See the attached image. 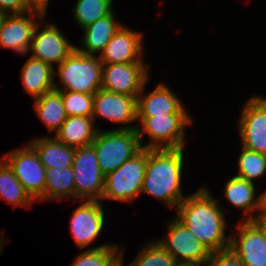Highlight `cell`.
Wrapping results in <instances>:
<instances>
[{
    "label": "cell",
    "mask_w": 266,
    "mask_h": 266,
    "mask_svg": "<svg viewBox=\"0 0 266 266\" xmlns=\"http://www.w3.org/2000/svg\"><path fill=\"white\" fill-rule=\"evenodd\" d=\"M208 189L202 187L185 197L177 206L176 218L211 252L230 249L225 235V215Z\"/></svg>",
    "instance_id": "1"
},
{
    "label": "cell",
    "mask_w": 266,
    "mask_h": 266,
    "mask_svg": "<svg viewBox=\"0 0 266 266\" xmlns=\"http://www.w3.org/2000/svg\"><path fill=\"white\" fill-rule=\"evenodd\" d=\"M183 156V148L147 149L141 193L149 194L177 208L185 198L181 188Z\"/></svg>",
    "instance_id": "2"
},
{
    "label": "cell",
    "mask_w": 266,
    "mask_h": 266,
    "mask_svg": "<svg viewBox=\"0 0 266 266\" xmlns=\"http://www.w3.org/2000/svg\"><path fill=\"white\" fill-rule=\"evenodd\" d=\"M142 128L126 126L102 132L98 129L92 146L104 176L115 171L143 148Z\"/></svg>",
    "instance_id": "3"
},
{
    "label": "cell",
    "mask_w": 266,
    "mask_h": 266,
    "mask_svg": "<svg viewBox=\"0 0 266 266\" xmlns=\"http://www.w3.org/2000/svg\"><path fill=\"white\" fill-rule=\"evenodd\" d=\"M102 67L103 64L96 55H86L75 48L58 65V71L56 72L54 69V78L58 76L64 86V89L61 90L54 83V90L95 94L101 89Z\"/></svg>",
    "instance_id": "4"
},
{
    "label": "cell",
    "mask_w": 266,
    "mask_h": 266,
    "mask_svg": "<svg viewBox=\"0 0 266 266\" xmlns=\"http://www.w3.org/2000/svg\"><path fill=\"white\" fill-rule=\"evenodd\" d=\"M146 163L147 149L142 148L115 171L107 174L101 199L109 198L122 202L135 199L141 193Z\"/></svg>",
    "instance_id": "5"
},
{
    "label": "cell",
    "mask_w": 266,
    "mask_h": 266,
    "mask_svg": "<svg viewBox=\"0 0 266 266\" xmlns=\"http://www.w3.org/2000/svg\"><path fill=\"white\" fill-rule=\"evenodd\" d=\"M72 170L75 182V200L100 201L104 178L92 145L76 148Z\"/></svg>",
    "instance_id": "6"
},
{
    "label": "cell",
    "mask_w": 266,
    "mask_h": 266,
    "mask_svg": "<svg viewBox=\"0 0 266 266\" xmlns=\"http://www.w3.org/2000/svg\"><path fill=\"white\" fill-rule=\"evenodd\" d=\"M143 131L151 142L143 146L146 149H179L184 145L185 127L192 123L188 114H168L154 117H137Z\"/></svg>",
    "instance_id": "7"
},
{
    "label": "cell",
    "mask_w": 266,
    "mask_h": 266,
    "mask_svg": "<svg viewBox=\"0 0 266 266\" xmlns=\"http://www.w3.org/2000/svg\"><path fill=\"white\" fill-rule=\"evenodd\" d=\"M3 160L13 170L15 177L35 201L44 200L46 168L30 144L7 153Z\"/></svg>",
    "instance_id": "8"
},
{
    "label": "cell",
    "mask_w": 266,
    "mask_h": 266,
    "mask_svg": "<svg viewBox=\"0 0 266 266\" xmlns=\"http://www.w3.org/2000/svg\"><path fill=\"white\" fill-rule=\"evenodd\" d=\"M167 237L158 241L176 262H195L202 266L211 257L205 245L177 218L169 223Z\"/></svg>",
    "instance_id": "9"
},
{
    "label": "cell",
    "mask_w": 266,
    "mask_h": 266,
    "mask_svg": "<svg viewBox=\"0 0 266 266\" xmlns=\"http://www.w3.org/2000/svg\"><path fill=\"white\" fill-rule=\"evenodd\" d=\"M148 68L143 63L103 64L101 88L137 98L147 82Z\"/></svg>",
    "instance_id": "10"
},
{
    "label": "cell",
    "mask_w": 266,
    "mask_h": 266,
    "mask_svg": "<svg viewBox=\"0 0 266 266\" xmlns=\"http://www.w3.org/2000/svg\"><path fill=\"white\" fill-rule=\"evenodd\" d=\"M242 147L266 154V98L248 99L239 118Z\"/></svg>",
    "instance_id": "11"
},
{
    "label": "cell",
    "mask_w": 266,
    "mask_h": 266,
    "mask_svg": "<svg viewBox=\"0 0 266 266\" xmlns=\"http://www.w3.org/2000/svg\"><path fill=\"white\" fill-rule=\"evenodd\" d=\"M243 221L237 226L239 237L230 235V249L245 266H266V239L263 232L253 221Z\"/></svg>",
    "instance_id": "12"
},
{
    "label": "cell",
    "mask_w": 266,
    "mask_h": 266,
    "mask_svg": "<svg viewBox=\"0 0 266 266\" xmlns=\"http://www.w3.org/2000/svg\"><path fill=\"white\" fill-rule=\"evenodd\" d=\"M45 28L38 31L40 26L37 24L29 50L32 51V58L39 59L52 68L53 63L61 64L76 48L64 38L61 31L55 24H45Z\"/></svg>",
    "instance_id": "13"
},
{
    "label": "cell",
    "mask_w": 266,
    "mask_h": 266,
    "mask_svg": "<svg viewBox=\"0 0 266 266\" xmlns=\"http://www.w3.org/2000/svg\"><path fill=\"white\" fill-rule=\"evenodd\" d=\"M101 117L114 123L137 120V98L99 89L93 97L92 118Z\"/></svg>",
    "instance_id": "14"
},
{
    "label": "cell",
    "mask_w": 266,
    "mask_h": 266,
    "mask_svg": "<svg viewBox=\"0 0 266 266\" xmlns=\"http://www.w3.org/2000/svg\"><path fill=\"white\" fill-rule=\"evenodd\" d=\"M142 45V33L122 25L98 57L102 64L144 63Z\"/></svg>",
    "instance_id": "15"
},
{
    "label": "cell",
    "mask_w": 266,
    "mask_h": 266,
    "mask_svg": "<svg viewBox=\"0 0 266 266\" xmlns=\"http://www.w3.org/2000/svg\"><path fill=\"white\" fill-rule=\"evenodd\" d=\"M72 214L71 233L79 248L91 244L99 236L104 226V211L101 201H82Z\"/></svg>",
    "instance_id": "16"
},
{
    "label": "cell",
    "mask_w": 266,
    "mask_h": 266,
    "mask_svg": "<svg viewBox=\"0 0 266 266\" xmlns=\"http://www.w3.org/2000/svg\"><path fill=\"white\" fill-rule=\"evenodd\" d=\"M22 14H6L0 26V47L25 54L29 51L37 23Z\"/></svg>",
    "instance_id": "17"
},
{
    "label": "cell",
    "mask_w": 266,
    "mask_h": 266,
    "mask_svg": "<svg viewBox=\"0 0 266 266\" xmlns=\"http://www.w3.org/2000/svg\"><path fill=\"white\" fill-rule=\"evenodd\" d=\"M145 85L146 82L137 97V117L188 114L181 100L165 84L158 85L148 94L143 93Z\"/></svg>",
    "instance_id": "18"
},
{
    "label": "cell",
    "mask_w": 266,
    "mask_h": 266,
    "mask_svg": "<svg viewBox=\"0 0 266 266\" xmlns=\"http://www.w3.org/2000/svg\"><path fill=\"white\" fill-rule=\"evenodd\" d=\"M224 190L228 201L235 207L244 210V213L248 216L245 218L246 221H252L256 217L249 213L261 212L265 207L264 193L254 199L255 185L246 179L235 175L228 180Z\"/></svg>",
    "instance_id": "19"
},
{
    "label": "cell",
    "mask_w": 266,
    "mask_h": 266,
    "mask_svg": "<svg viewBox=\"0 0 266 266\" xmlns=\"http://www.w3.org/2000/svg\"><path fill=\"white\" fill-rule=\"evenodd\" d=\"M54 68L39 59L29 57L21 69L24 91L34 99L54 90Z\"/></svg>",
    "instance_id": "20"
},
{
    "label": "cell",
    "mask_w": 266,
    "mask_h": 266,
    "mask_svg": "<svg viewBox=\"0 0 266 266\" xmlns=\"http://www.w3.org/2000/svg\"><path fill=\"white\" fill-rule=\"evenodd\" d=\"M93 123L92 117L68 116L56 132L55 138L74 148L91 145L98 131Z\"/></svg>",
    "instance_id": "21"
},
{
    "label": "cell",
    "mask_w": 266,
    "mask_h": 266,
    "mask_svg": "<svg viewBox=\"0 0 266 266\" xmlns=\"http://www.w3.org/2000/svg\"><path fill=\"white\" fill-rule=\"evenodd\" d=\"M29 144L35 149L46 169L72 167L76 148L66 146L54 137L36 138Z\"/></svg>",
    "instance_id": "22"
},
{
    "label": "cell",
    "mask_w": 266,
    "mask_h": 266,
    "mask_svg": "<svg viewBox=\"0 0 266 266\" xmlns=\"http://www.w3.org/2000/svg\"><path fill=\"white\" fill-rule=\"evenodd\" d=\"M114 19V13L112 11L109 15L83 28L85 30L83 39L85 49L77 46L76 49L86 55H95L97 52L101 53L113 35L122 26Z\"/></svg>",
    "instance_id": "23"
},
{
    "label": "cell",
    "mask_w": 266,
    "mask_h": 266,
    "mask_svg": "<svg viewBox=\"0 0 266 266\" xmlns=\"http://www.w3.org/2000/svg\"><path fill=\"white\" fill-rule=\"evenodd\" d=\"M34 100L36 114L48 127L49 131L55 130L57 132L67 118L61 94L53 90Z\"/></svg>",
    "instance_id": "24"
},
{
    "label": "cell",
    "mask_w": 266,
    "mask_h": 266,
    "mask_svg": "<svg viewBox=\"0 0 266 266\" xmlns=\"http://www.w3.org/2000/svg\"><path fill=\"white\" fill-rule=\"evenodd\" d=\"M75 182L72 167L47 168L44 201L65 197L75 199Z\"/></svg>",
    "instance_id": "25"
},
{
    "label": "cell",
    "mask_w": 266,
    "mask_h": 266,
    "mask_svg": "<svg viewBox=\"0 0 266 266\" xmlns=\"http://www.w3.org/2000/svg\"><path fill=\"white\" fill-rule=\"evenodd\" d=\"M0 197L14 206L27 207L34 201L3 159L0 161Z\"/></svg>",
    "instance_id": "26"
},
{
    "label": "cell",
    "mask_w": 266,
    "mask_h": 266,
    "mask_svg": "<svg viewBox=\"0 0 266 266\" xmlns=\"http://www.w3.org/2000/svg\"><path fill=\"white\" fill-rule=\"evenodd\" d=\"M113 0H78L74 7V18L81 28L94 23L112 12Z\"/></svg>",
    "instance_id": "27"
},
{
    "label": "cell",
    "mask_w": 266,
    "mask_h": 266,
    "mask_svg": "<svg viewBox=\"0 0 266 266\" xmlns=\"http://www.w3.org/2000/svg\"><path fill=\"white\" fill-rule=\"evenodd\" d=\"M238 167L240 173L236 176L253 182L255 178L262 177L266 172V154L242 147Z\"/></svg>",
    "instance_id": "28"
},
{
    "label": "cell",
    "mask_w": 266,
    "mask_h": 266,
    "mask_svg": "<svg viewBox=\"0 0 266 266\" xmlns=\"http://www.w3.org/2000/svg\"><path fill=\"white\" fill-rule=\"evenodd\" d=\"M68 116H85L93 115V97L94 94H84L73 91H58Z\"/></svg>",
    "instance_id": "29"
},
{
    "label": "cell",
    "mask_w": 266,
    "mask_h": 266,
    "mask_svg": "<svg viewBox=\"0 0 266 266\" xmlns=\"http://www.w3.org/2000/svg\"><path fill=\"white\" fill-rule=\"evenodd\" d=\"M174 257L158 241L150 242L128 266H174Z\"/></svg>",
    "instance_id": "30"
},
{
    "label": "cell",
    "mask_w": 266,
    "mask_h": 266,
    "mask_svg": "<svg viewBox=\"0 0 266 266\" xmlns=\"http://www.w3.org/2000/svg\"><path fill=\"white\" fill-rule=\"evenodd\" d=\"M117 245H102L79 254L71 266H107L120 252Z\"/></svg>",
    "instance_id": "31"
},
{
    "label": "cell",
    "mask_w": 266,
    "mask_h": 266,
    "mask_svg": "<svg viewBox=\"0 0 266 266\" xmlns=\"http://www.w3.org/2000/svg\"><path fill=\"white\" fill-rule=\"evenodd\" d=\"M0 11L5 14H22L30 13L44 19L46 10L34 8L28 0H0Z\"/></svg>",
    "instance_id": "32"
},
{
    "label": "cell",
    "mask_w": 266,
    "mask_h": 266,
    "mask_svg": "<svg viewBox=\"0 0 266 266\" xmlns=\"http://www.w3.org/2000/svg\"><path fill=\"white\" fill-rule=\"evenodd\" d=\"M204 266H245L236 254L227 249L211 254V257L206 261Z\"/></svg>",
    "instance_id": "33"
},
{
    "label": "cell",
    "mask_w": 266,
    "mask_h": 266,
    "mask_svg": "<svg viewBox=\"0 0 266 266\" xmlns=\"http://www.w3.org/2000/svg\"><path fill=\"white\" fill-rule=\"evenodd\" d=\"M252 221L261 229L266 239V207Z\"/></svg>",
    "instance_id": "34"
},
{
    "label": "cell",
    "mask_w": 266,
    "mask_h": 266,
    "mask_svg": "<svg viewBox=\"0 0 266 266\" xmlns=\"http://www.w3.org/2000/svg\"><path fill=\"white\" fill-rule=\"evenodd\" d=\"M34 8L46 10L49 0H28Z\"/></svg>",
    "instance_id": "35"
},
{
    "label": "cell",
    "mask_w": 266,
    "mask_h": 266,
    "mask_svg": "<svg viewBox=\"0 0 266 266\" xmlns=\"http://www.w3.org/2000/svg\"><path fill=\"white\" fill-rule=\"evenodd\" d=\"M123 251L120 253L107 265V266H123Z\"/></svg>",
    "instance_id": "36"
},
{
    "label": "cell",
    "mask_w": 266,
    "mask_h": 266,
    "mask_svg": "<svg viewBox=\"0 0 266 266\" xmlns=\"http://www.w3.org/2000/svg\"><path fill=\"white\" fill-rule=\"evenodd\" d=\"M202 266L200 263H195V262H176L174 266Z\"/></svg>",
    "instance_id": "37"
},
{
    "label": "cell",
    "mask_w": 266,
    "mask_h": 266,
    "mask_svg": "<svg viewBox=\"0 0 266 266\" xmlns=\"http://www.w3.org/2000/svg\"><path fill=\"white\" fill-rule=\"evenodd\" d=\"M5 15H6L5 13H3L2 11H0V26H1V23H2Z\"/></svg>",
    "instance_id": "38"
},
{
    "label": "cell",
    "mask_w": 266,
    "mask_h": 266,
    "mask_svg": "<svg viewBox=\"0 0 266 266\" xmlns=\"http://www.w3.org/2000/svg\"><path fill=\"white\" fill-rule=\"evenodd\" d=\"M4 237L2 236L1 238H0V251H1V249H2V246H4V245H2L3 243H2V239H3Z\"/></svg>",
    "instance_id": "39"
},
{
    "label": "cell",
    "mask_w": 266,
    "mask_h": 266,
    "mask_svg": "<svg viewBox=\"0 0 266 266\" xmlns=\"http://www.w3.org/2000/svg\"><path fill=\"white\" fill-rule=\"evenodd\" d=\"M265 207H266V191L264 192Z\"/></svg>",
    "instance_id": "40"
}]
</instances>
